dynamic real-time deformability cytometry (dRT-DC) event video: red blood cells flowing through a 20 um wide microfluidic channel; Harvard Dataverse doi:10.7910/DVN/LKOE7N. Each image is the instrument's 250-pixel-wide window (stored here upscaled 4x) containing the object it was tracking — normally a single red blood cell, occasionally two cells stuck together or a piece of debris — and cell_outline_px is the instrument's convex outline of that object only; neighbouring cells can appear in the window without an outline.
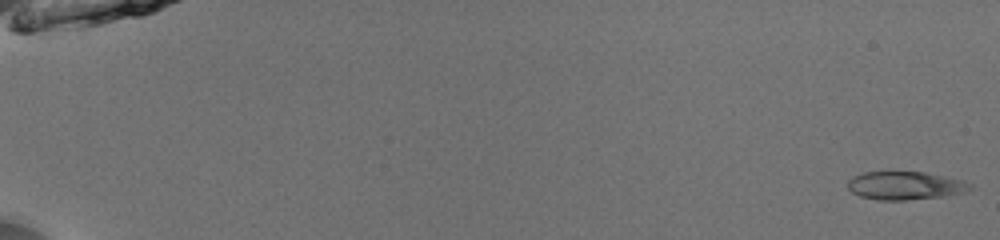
{"species": "common noctule bat (a hibernating species)", "species_latin": "Nyctalus noctula", "temperature_condition": "room temperature", "stored_images_in_passage": 52, "camera_frame_rate_fps": 3000, "um_per_image_px": 0.085, "animal": {"sex": "male", "body_mass_g": 13.0, "forearm_length_mm": 53.1}, "frame": {"image": 1, "passage_image": 1, "time_ms": 0.0, "image_size_px": [1000, 240], "cell_outline_px": [[972, 188], [964, 192], [944, 196], [904, 200], [880, 200], [860, 196], [852, 192], [848, 188], [848, 180], [852, 176], [864, 172], [924, 172], [964, 180], [972, 184]], "centroid_in_image_um": [76.94, 15.77], "position_along_channel_um": 8.1, "area_um2": 20.06}}
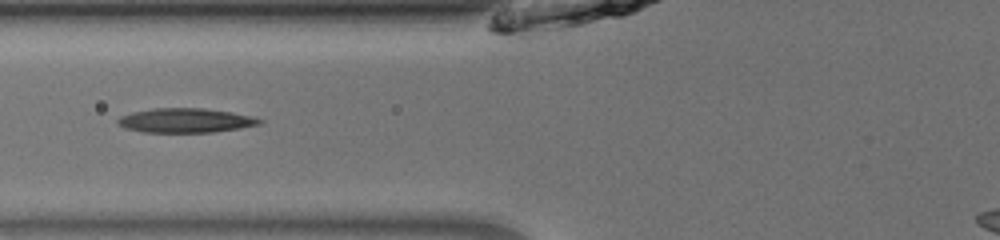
{"frame": {"image": 2, "passage_image": 23, "time_ms": 7.333, "image_size_px": [1000, 240], "cell_outline_px": [[264, 120], [260, 124], [240, 128], [212, 132], [144, 132], [124, 128], [116, 124], [116, 120], [120, 116], [132, 112], [152, 108], [204, 108], [232, 112], [252, 116]], "centroid_in_image_um": [15.74, 10.23], "position_along_channel_um": 110.1, "area_um2": 20.23}}
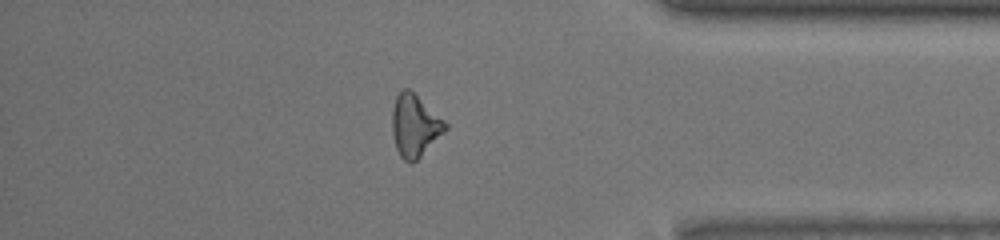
{"frame": {"image": 3, "passage_image": 46, "time_ms": 15.0, "image_size_px": [1000, 240], "cell_outline_px": [[448, 128], [412, 164], [408, 164], [400, 156], [396, 148], [392, 132], [392, 108], [396, 96], [404, 88], [408, 88], [444, 120], [448, 124]], "centroid_in_image_um": [35.23, 10.69], "position_along_channel_um": 400.0, "area_um2": 19.02}}